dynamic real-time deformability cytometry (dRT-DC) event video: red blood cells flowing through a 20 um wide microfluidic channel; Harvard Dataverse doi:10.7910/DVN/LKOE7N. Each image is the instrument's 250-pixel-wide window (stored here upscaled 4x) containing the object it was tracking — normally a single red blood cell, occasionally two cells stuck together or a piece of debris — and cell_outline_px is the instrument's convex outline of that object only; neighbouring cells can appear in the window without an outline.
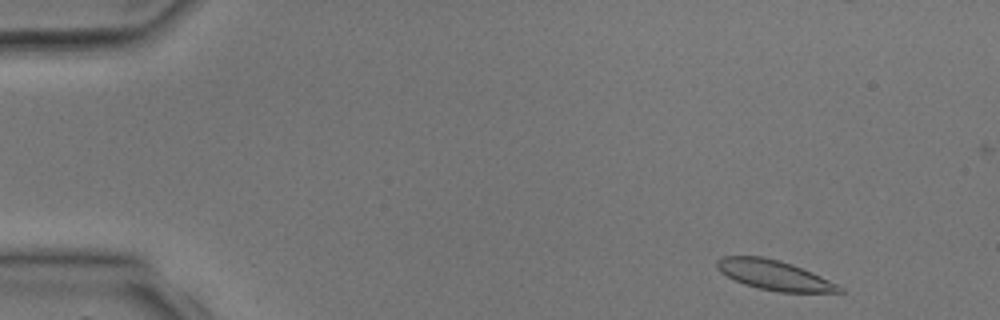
{"species": "common noctule bat (a hibernating species)", "species_latin": "Nyctalus noctula", "temperature_condition": "room temperature", "stored_images_in_passage": 2, "camera_frame_rate_fps": 3000, "um_per_image_px": 0.085, "animal": {"sex": "male", "body_mass_g": 17.9, "forearm_length_mm": 54.2}, "frame": {"image": 1, "passage_image": 1, "time_ms": 0.0, "image_size_px": [1000, 320], "cell_outline_px": [[844, 292], [780, 292], [760, 288], [744, 284], [720, 272], [716, 268], [716, 260], [724, 256], [760, 256], [780, 260], [792, 264], [812, 272], [844, 288]], "centroid_in_image_um": [65.79, 23.37], "position_along_channel_um": 19.2, "area_um2": 21.04}}